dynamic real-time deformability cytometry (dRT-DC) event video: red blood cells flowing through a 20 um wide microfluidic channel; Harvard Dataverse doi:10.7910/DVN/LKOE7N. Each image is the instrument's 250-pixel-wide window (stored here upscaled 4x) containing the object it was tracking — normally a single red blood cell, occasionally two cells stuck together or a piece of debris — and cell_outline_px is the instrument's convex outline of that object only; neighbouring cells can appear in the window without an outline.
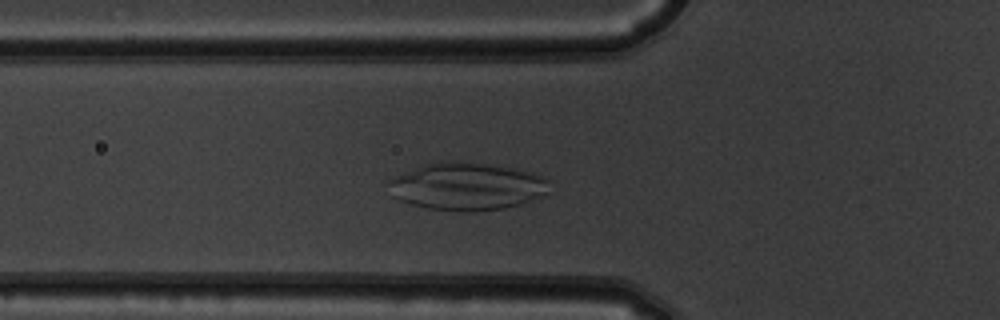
{"species": "common noctule bat (a hibernating species)", "species_latin": "Nyctalus noctula", "temperature_condition": "warm", "stored_images_in_passage": 40, "camera_frame_rate_fps": 3000, "um_per_image_px": 0.085, "animal": {"sex": "male", "body_mass_g": 19.5, "forearm_length_mm": 54.6}, "frame": {"image": 1, "passage_image": 12, "time_ms": 3.667, "image_size_px": [1000, 320], "cell_outline_px": [[548, 192], [544, 196], [520, 204], [504, 208], [476, 212], [456, 212], [428, 208], [396, 200], [392, 196], [384, 180], [392, 176], [440, 160], [456, 160], [516, 168], [536, 172], [544, 176], [548, 180]], "centroid_in_image_um": [39.66, 15.84], "position_along_channel_um": 86.1, "area_um2": 45.55}}